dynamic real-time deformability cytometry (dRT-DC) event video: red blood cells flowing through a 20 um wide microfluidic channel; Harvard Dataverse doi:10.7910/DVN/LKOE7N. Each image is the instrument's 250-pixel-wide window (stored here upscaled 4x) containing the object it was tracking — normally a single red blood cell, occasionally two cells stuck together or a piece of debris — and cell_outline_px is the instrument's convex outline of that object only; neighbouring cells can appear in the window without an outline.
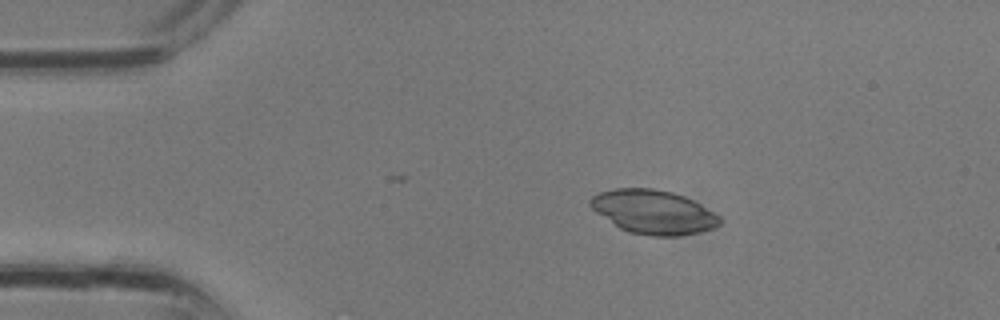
{"species": "common noctule bat (a hibernating species)", "species_latin": "Nyctalus noctula", "temperature_condition": "room temperature", "stored_images_in_passage": 8, "camera_frame_rate_fps": 3000, "um_per_image_px": 0.085, "animal": {"sex": "male", "body_mass_g": 13.3}, "frame": {"image": 1, "passage_image": 2, "time_ms": 0.333, "image_size_px": [1000, 320], "cell_outline_px": [[724, 220], [720, 224], [712, 228], [696, 232], [676, 236], [652, 236], [628, 232], [620, 228], [596, 212], [588, 204], [588, 200], [592, 196], [600, 192], [612, 188], [652, 188], [672, 192], [684, 196], [692, 200], [720, 216]], "centroid_in_image_um": [55.51, 18.01], "position_along_channel_um": 29.5, "area_um2": 33.0}}